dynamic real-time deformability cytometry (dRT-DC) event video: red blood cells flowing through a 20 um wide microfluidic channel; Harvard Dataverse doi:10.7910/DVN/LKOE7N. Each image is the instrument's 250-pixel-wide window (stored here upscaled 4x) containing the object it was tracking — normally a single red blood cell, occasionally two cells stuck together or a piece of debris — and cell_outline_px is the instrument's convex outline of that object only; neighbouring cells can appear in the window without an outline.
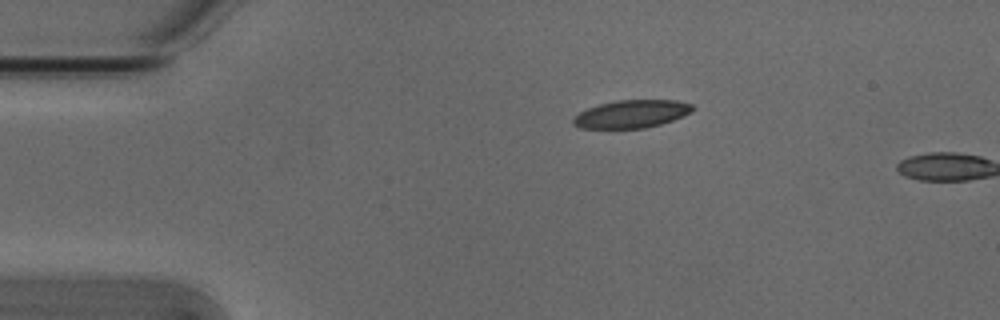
{"species": "Egyptian fruit bat (a non-hibernating species)", "species_latin": "Rousettus aegyptiacus", "temperature_condition": "cold", "stored_images_in_passage": 2, "camera_frame_rate_fps": 3000, "um_per_image_px": 0.085, "animal": {"sex": "male"}, "frame": {"image": 1, "passage_image": 1, "time_ms": 0.0, "image_size_px": [1000, 320], "cell_outline_px": [[696, 108], [692, 112], [684, 116], [660, 124], [644, 128], [580, 128], [572, 124], [572, 120], [580, 112], [588, 108], [600, 104], [616, 100], [676, 100], [692, 104]], "centroid_in_image_um": [53.71, 9.68], "position_along_channel_um": 31.3, "area_um2": 19.36}}